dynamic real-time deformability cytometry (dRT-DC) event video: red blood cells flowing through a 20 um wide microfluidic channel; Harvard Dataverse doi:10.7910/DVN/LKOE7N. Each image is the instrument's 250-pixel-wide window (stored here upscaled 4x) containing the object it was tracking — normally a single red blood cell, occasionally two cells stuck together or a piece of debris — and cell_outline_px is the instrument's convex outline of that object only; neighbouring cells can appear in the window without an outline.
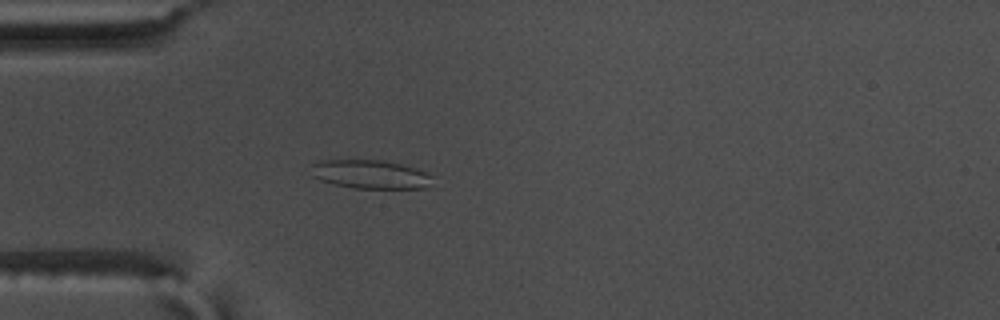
{"species": "common noctule bat (a hibernating species)", "species_latin": "Nyctalus noctula", "temperature_condition": "warm", "stored_images_in_passage": 51, "camera_frame_rate_fps": 3000, "um_per_image_px": 0.085, "animal": {"sex": "male", "body_mass_g": 17.5, "forearm_length_mm": 52.3}, "frame": {"image": 1, "passage_image": 11, "time_ms": 3.333, "image_size_px": [1000, 320], "cell_outline_px": [[432, 176], [424, 188], [352, 188], [332, 184], [320, 180], [312, 176], [312, 164], [320, 160], [384, 160], [416, 168]], "centroid_in_image_um": [31.4, 14.81], "position_along_channel_um": 53.6, "area_um2": 20.11}}
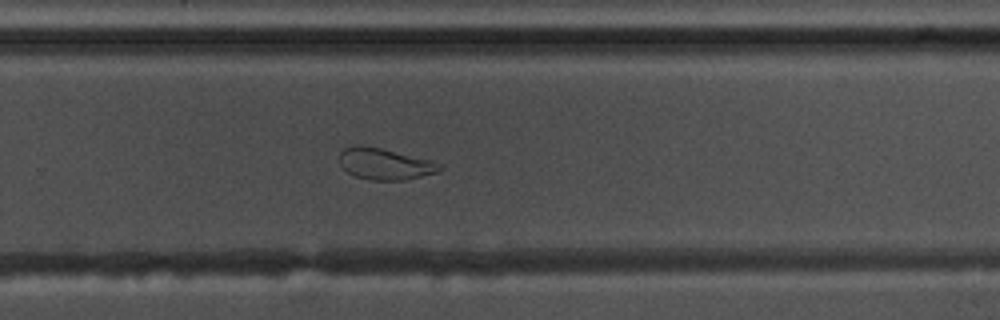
{"frame": {"image": 2, "passage_image": 32, "time_ms": 10.333, "image_size_px": [1000, 320], "cell_outline_px": [[444, 168], [440, 172], [404, 180], [372, 180], [356, 176], [348, 172], [340, 164], [340, 152], [344, 148], [356, 144], [360, 144], [380, 148], [432, 160]], "centroid_in_image_um": [32.73, 13.93], "position_along_channel_um": 297.1, "area_um2": 18.32}}
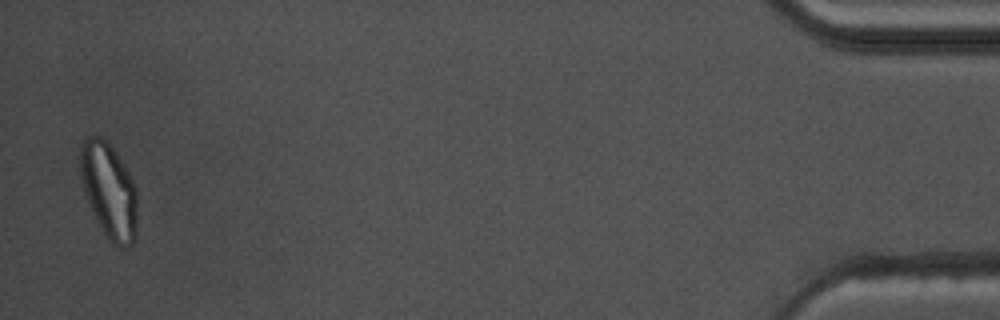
{"frame": {"image": 3, "passage_image": 50, "time_ms": 16.333, "image_size_px": [1000, 320], "cell_outline_px": [[136, 240], [132, 244], [124, 248], [120, 248], [112, 244], [108, 240], [96, 220], [92, 212], [84, 192], [80, 176], [80, 144], [88, 136], [100, 136], [112, 148], [128, 172], [136, 188]], "centroid_in_image_um": [9.25, 16.25], "position_along_channel_um": 426.0, "area_um2": 31.67}, "authors_computed_cell_mechanics": {"area_um2": 22.4264, "velocity_mm_per_s": 3.6151, "shape_relaxation_time_tau1_ms": null, "shape_relaxation_time_tau2_ms": 1.29, "deformation_change_tau1": null, "deformation_change_tau2": 0.0612}}